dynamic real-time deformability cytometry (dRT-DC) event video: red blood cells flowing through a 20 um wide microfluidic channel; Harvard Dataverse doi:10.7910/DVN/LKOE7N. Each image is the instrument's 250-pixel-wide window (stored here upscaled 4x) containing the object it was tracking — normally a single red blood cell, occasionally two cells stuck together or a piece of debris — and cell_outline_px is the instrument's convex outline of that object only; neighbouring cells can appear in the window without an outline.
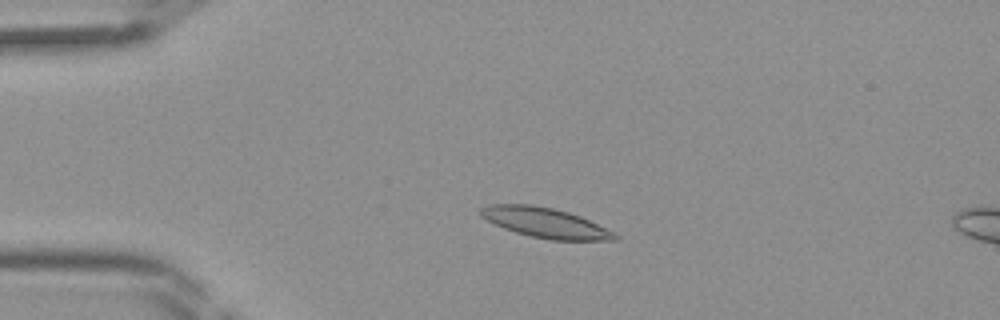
{"species": "Egyptian fruit bat (a non-hibernating species)", "species_latin": "Rousettus aegyptiacus", "temperature_condition": "room temperature", "stored_images_in_passage": 5, "camera_frame_rate_fps": 3000, "um_per_image_px": 0.085, "frame": {"image": 1, "passage_image": 1, "time_ms": 0.0, "image_size_px": [1000, 320], "cell_outline_px": [[620, 240], [552, 240], [532, 236], [516, 232], [504, 228], [480, 216], [480, 208], [488, 204], [532, 204], [552, 208], [568, 212], [580, 216], [616, 232], [620, 236]], "centroid_in_image_um": [46.39, 18.93], "position_along_channel_um": 38.6, "area_um2": 23.41}}